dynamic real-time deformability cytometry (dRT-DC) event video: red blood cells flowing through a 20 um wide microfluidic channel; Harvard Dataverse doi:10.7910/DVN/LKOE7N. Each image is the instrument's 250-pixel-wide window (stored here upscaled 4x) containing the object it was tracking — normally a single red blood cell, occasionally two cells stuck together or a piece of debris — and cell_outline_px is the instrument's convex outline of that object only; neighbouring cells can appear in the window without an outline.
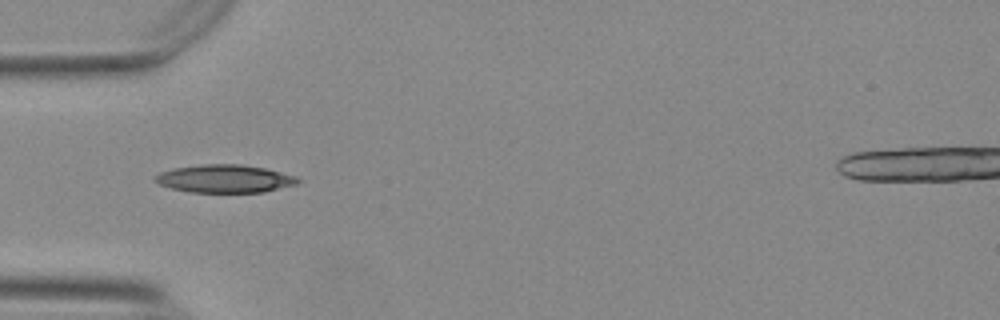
{"species": "Egyptian fruit bat (a non-hibernating species)", "species_latin": "Rousettus aegyptiacus", "temperature_condition": "warm", "stored_images_in_passage": 38, "camera_frame_rate_fps": 3000, "um_per_image_px": 0.085, "animal": {"sex": "female"}, "frame": {"image": 1, "passage_image": 1, "time_ms": 0.0, "image_size_px": [1000, 320], "cell_outline_px": [[300, 180], [296, 184], [264, 192], [188, 192], [172, 188], [160, 184], [152, 180], [152, 176], [160, 172], [172, 168], [200, 164], [240, 164], [264, 168], [296, 176]], "centroid_in_image_um": [19.04, 15.18], "position_along_channel_um": 66.0, "area_um2": 23.29}}
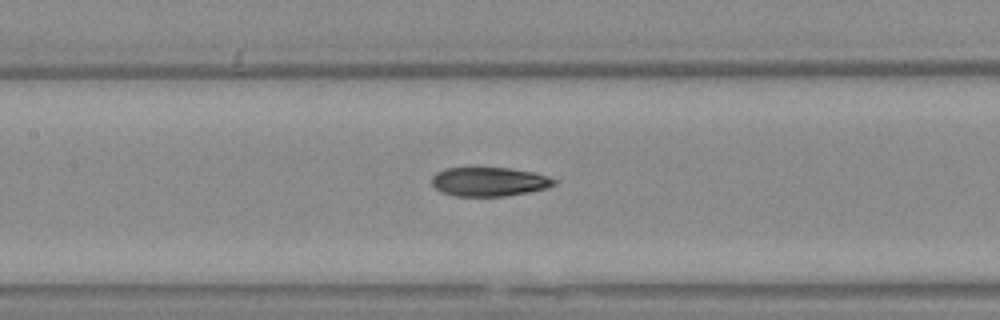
{"frame": {"image": 2, "passage_image": 9, "time_ms": 2.667, "image_size_px": [1000, 320], "cell_outline_px": [[556, 184], [548, 188], [528, 192], [504, 196], [456, 196], [440, 192], [432, 184], [432, 176], [436, 172], [444, 168], [512, 168], [532, 172], [548, 176], [556, 180]], "centroid_in_image_um": [41.57, 15.44], "position_along_channel_um": 165.8, "area_um2": 20.75}}
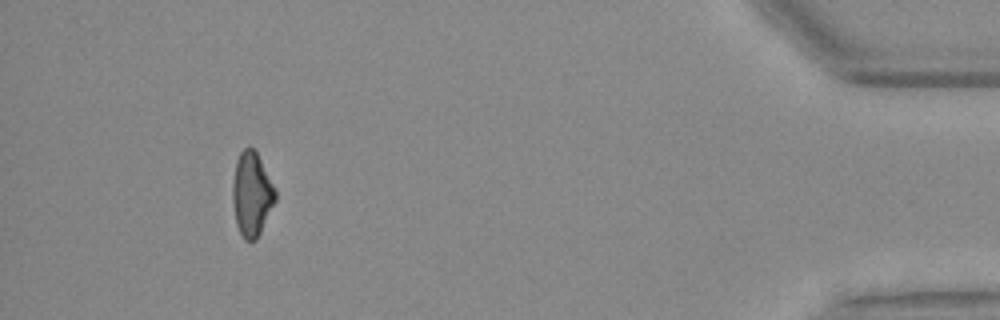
{"frame": {"image": 3, "passage_image": 34, "time_ms": 11.0, "image_size_px": [1000, 320], "cell_outline_px": [[276, 200], [256, 240], [244, 240], [236, 224], [232, 200], [232, 184], [236, 160], [240, 152], [248, 144], [256, 152], [276, 188]], "centroid_in_image_um": [21.39, 16.48], "position_along_channel_um": 413.8, "area_um2": 20.98}, "authors_computed_cell_mechanics": {"area_um2": 21.2126, "velocity_mm_per_s": 3.7557, "shape_relaxation_time_tau1_ms": null, "shape_relaxation_time_tau2_ms": 3.2559, "deformation_change_tau1": null, "deformation_change_tau2": 0.1003}}